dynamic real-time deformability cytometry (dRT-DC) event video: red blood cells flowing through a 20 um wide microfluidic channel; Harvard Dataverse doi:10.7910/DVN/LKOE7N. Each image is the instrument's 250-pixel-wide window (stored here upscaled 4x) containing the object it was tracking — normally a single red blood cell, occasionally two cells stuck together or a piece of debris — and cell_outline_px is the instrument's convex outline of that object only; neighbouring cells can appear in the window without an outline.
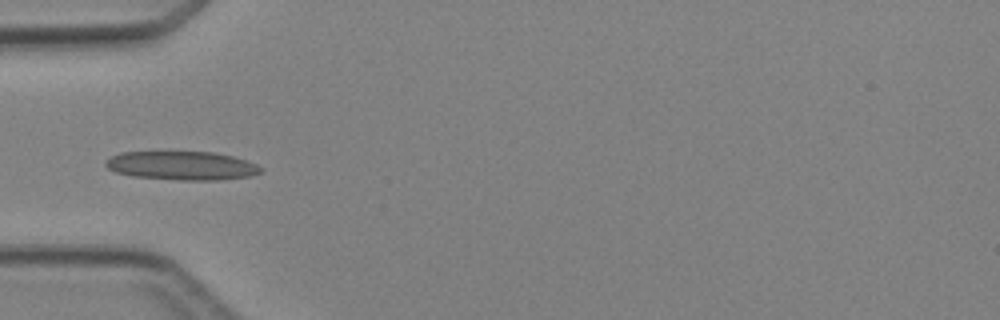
{"species": "Egyptian fruit bat (a non-hibernating species)", "species_latin": "Rousettus aegyptiacus", "temperature_condition": "cold", "stored_images_in_passage": 6, "camera_frame_rate_fps": 3000, "um_per_image_px": 0.085, "animal": {"sex": "female"}, "frame": {"image": 1, "passage_image": 5, "time_ms": 4.667, "image_size_px": [1000, 320], "cell_outline_px": [[264, 172], [248, 176], [216, 180], [180, 180], [132, 176], [116, 172], [108, 168], [104, 164], [104, 160], [120, 152], [212, 152], [232, 156], [256, 164], [264, 168]], "centroid_in_image_um": [15.44, 14.08], "position_along_channel_um": 69.6, "area_um2": 25.89}}
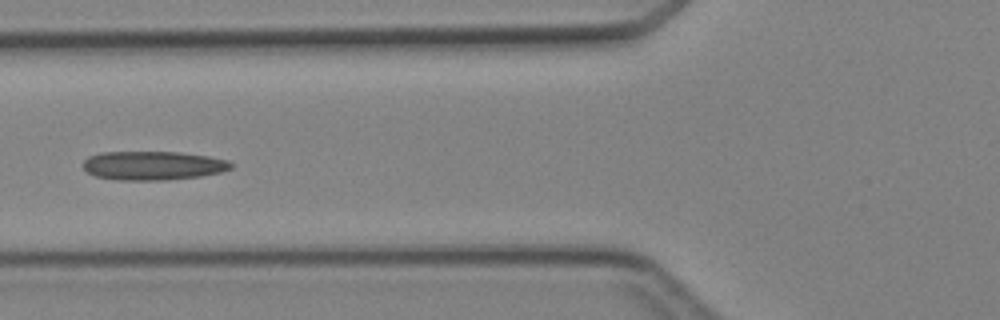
{"frame": {"image": 2, "passage_image": 6, "time_ms": 5.667, "image_size_px": [1000, 320], "cell_outline_px": [[232, 168], [220, 172], [200, 176], [164, 180], [116, 180], [96, 176], [88, 172], [84, 168], [84, 160], [88, 156], [100, 152], [180, 152], [208, 156], [228, 160], [232, 164]], "centroid_in_image_um": [12.99, 14.07], "position_along_channel_um": 112.8, "area_um2": 24.85}}